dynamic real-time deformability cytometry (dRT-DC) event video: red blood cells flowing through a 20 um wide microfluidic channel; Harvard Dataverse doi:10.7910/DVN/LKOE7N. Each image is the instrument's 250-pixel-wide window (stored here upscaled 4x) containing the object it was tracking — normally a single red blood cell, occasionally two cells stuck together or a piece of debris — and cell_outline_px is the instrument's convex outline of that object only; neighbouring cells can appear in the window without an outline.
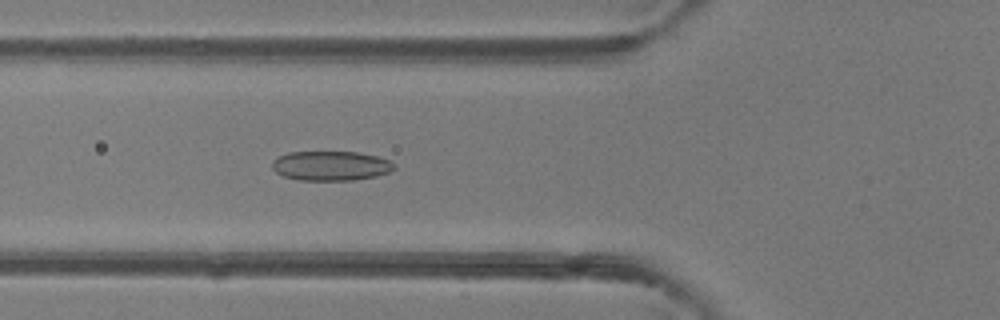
{"species": "common noctule bat (a hibernating species)", "species_latin": "Nyctalus noctula", "temperature_condition": "room temperature", "stored_images_in_passage": 44, "camera_frame_rate_fps": 3000, "um_per_image_px": 0.085, "animal": {"sex": "female"}, "frame": {"image": 1, "passage_image": 13, "time_ms": 4.0, "image_size_px": [1000, 320], "cell_outline_px": [[396, 168], [388, 172], [376, 176], [352, 180], [296, 180], [284, 176], [276, 172], [272, 168], [272, 160], [288, 152], [356, 152], [376, 156], [388, 160], [396, 164]], "centroid_in_image_um": [28.11, 14.09], "position_along_channel_um": 97.7, "area_um2": 20.98}}
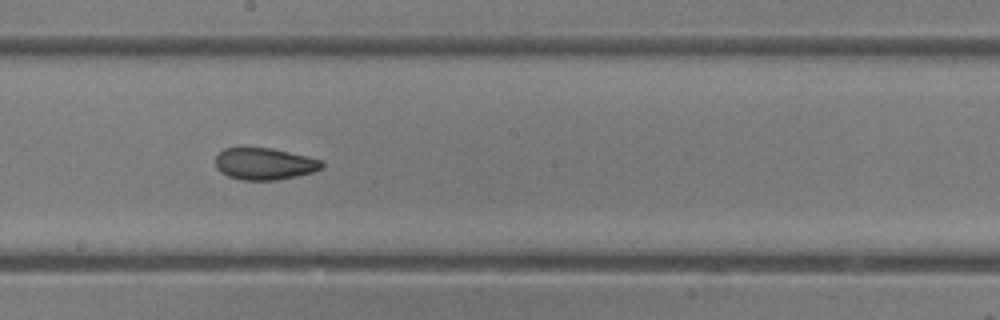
{"frame": {"image": 2, "passage_image": 22, "time_ms": 7.0, "image_size_px": [1000, 320], "cell_outline_px": [[324, 168], [312, 172], [296, 176], [276, 180], [240, 180], [228, 176], [220, 172], [216, 168], [216, 156], [224, 148], [272, 148], [308, 156], [320, 160], [324, 164]], "centroid_in_image_um": [22.48, 13.93], "position_along_channel_um": 225.7, "area_um2": 19.77}}
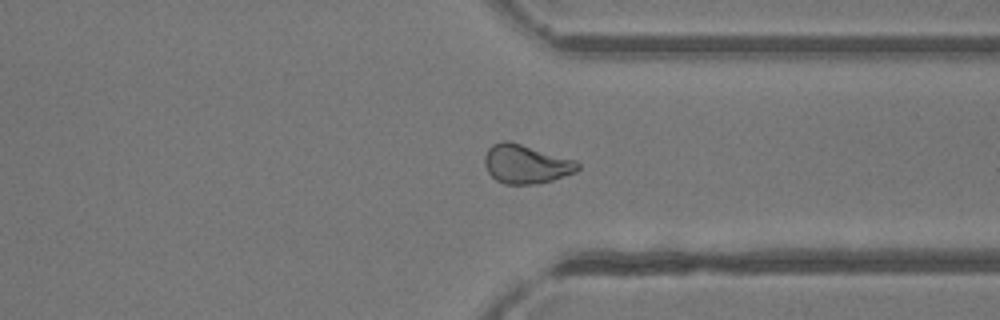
{"frame": {"image": 3, "passage_image": 32, "time_ms": 10.333, "image_size_px": [1000, 320], "cell_outline_px": [[580, 168], [576, 172], [552, 180], [536, 184], [504, 184], [496, 180], [488, 172], [484, 164], [484, 156], [488, 148], [492, 144], [504, 140], [508, 140], [576, 160], [580, 164]], "centroid_in_image_um": [44.7, 13.94], "position_along_channel_um": 366.7, "area_um2": 21.21}, "authors_computed_cell_mechanics": {"area_um2": 21.4149, "velocity_mm_per_s": 4.2472, "shape_relaxation_time_tau1_ms": 4.679, "shape_relaxation_time_tau2_ms": 1.6851, "deformation_change_tau1": 0.1317, "deformation_change_tau2": 0.0748}}